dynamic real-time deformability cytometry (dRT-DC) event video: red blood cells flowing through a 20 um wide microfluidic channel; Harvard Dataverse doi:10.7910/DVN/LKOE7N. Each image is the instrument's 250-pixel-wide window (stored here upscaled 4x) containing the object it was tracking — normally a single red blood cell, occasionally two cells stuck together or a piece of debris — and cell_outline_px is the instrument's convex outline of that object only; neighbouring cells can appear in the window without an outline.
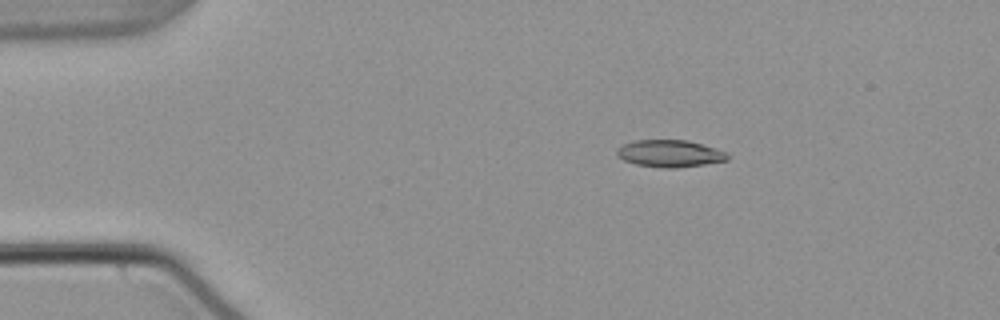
{"species": "common noctule bat (a hibernating species)", "species_latin": "Nyctalus noctula", "temperature_condition": "warm", "stored_images_in_passage": 53, "camera_frame_rate_fps": 3000, "um_per_image_px": 0.085, "animal": {"sex": "male", "body_mass_g": 21.5, "forearm_length_mm": 52.0}, "frame": {"image": 1, "passage_image": 9, "time_ms": 2.667, "image_size_px": [1000, 320], "cell_outline_px": [[728, 160], [704, 164], [676, 168], [664, 168], [636, 164], [624, 160], [616, 156], [616, 152], [624, 144], [632, 140], [688, 140], [724, 152], [728, 156]], "centroid_in_image_um": [56.88, 13.05], "position_along_channel_um": 28.1, "area_um2": 17.17}}
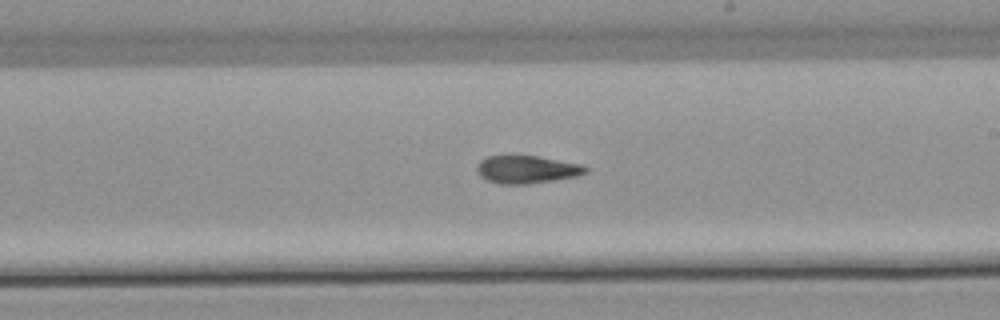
{"frame": {"image": 2, "passage_image": 31, "time_ms": 10.0, "image_size_px": [1000, 320], "cell_outline_px": [[588, 172], [576, 176], [528, 184], [500, 184], [488, 180], [480, 176], [476, 172], [476, 164], [480, 160], [488, 156], [536, 156], [580, 164], [588, 168]], "centroid_in_image_um": [44.73, 14.41], "position_along_channel_um": 244.3, "area_um2": 17.46}}
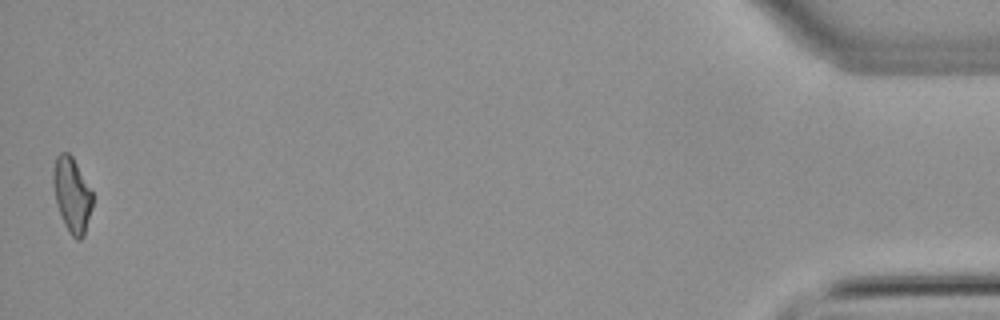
{"frame": {"image": 3, "passage_image": 53, "time_ms": 17.333, "image_size_px": [1000, 320], "cell_outline_px": [[92, 208], [84, 236], [80, 240], [76, 240], [68, 232], [64, 224], [56, 204], [52, 180], [52, 172], [56, 156], [60, 152], [68, 152], [72, 156], [92, 192]], "centroid_in_image_um": [6.1, 16.57], "position_along_channel_um": 429.1, "area_um2": 17.22}, "authors_computed_cell_mechanics": {"area_um2": 17.4556, "velocity_mm_per_s": 3.82, "shape_relaxation_time_tau1_ms": 9.6872, "shape_relaxation_time_tau2_ms": null, "deformation_change_tau1": 0.2394, "deformation_change_tau2": null}}